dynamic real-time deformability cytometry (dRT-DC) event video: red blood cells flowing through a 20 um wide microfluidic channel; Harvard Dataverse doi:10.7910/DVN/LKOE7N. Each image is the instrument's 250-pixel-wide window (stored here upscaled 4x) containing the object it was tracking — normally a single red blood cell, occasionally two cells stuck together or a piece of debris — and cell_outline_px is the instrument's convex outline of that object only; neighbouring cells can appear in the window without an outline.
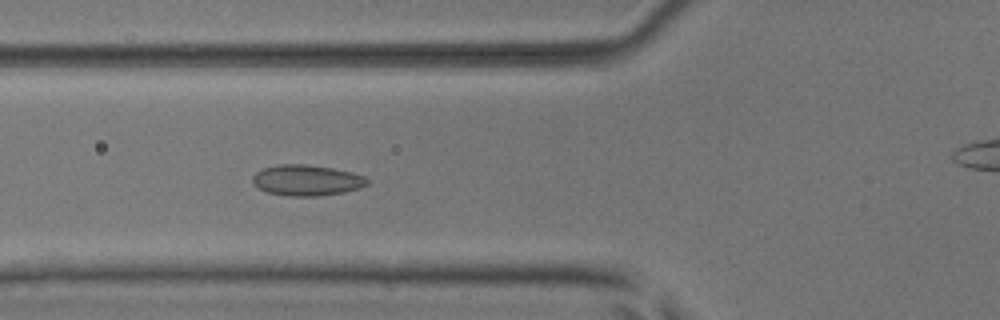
{"species": "common noctule bat (a hibernating species)", "species_latin": "Nyctalus noctula", "temperature_condition": "room temperature", "stored_images_in_passage": 42, "camera_frame_rate_fps": 3000, "um_per_image_px": 0.085, "animal": {"sex": "male", "body_mass_g": 17.9, "forearm_length_mm": 54.2}, "frame": {"image": 1, "passage_image": 9, "time_ms": 2.667, "image_size_px": [1000, 320], "cell_outline_px": [[368, 184], [360, 188], [344, 192], [320, 196], [288, 196], [268, 192], [252, 184], [252, 176], [256, 172], [264, 168], [280, 164], [304, 164], [332, 168], [352, 172], [364, 176], [368, 180]], "centroid_in_image_um": [26.07, 15.32], "position_along_channel_um": 99.7, "area_um2": 20.58}}
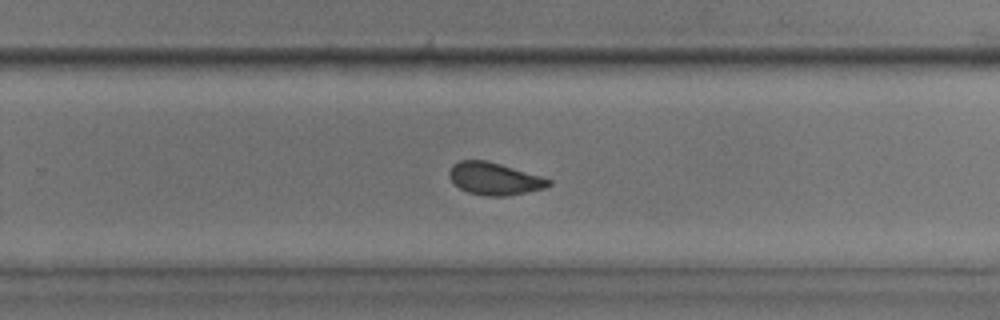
{"frame": {"image": 2, "passage_image": 23, "time_ms": 7.333, "image_size_px": [1000, 320], "cell_outline_px": [[552, 184], [544, 188], [504, 196], [484, 196], [468, 192], [460, 188], [448, 176], [448, 172], [452, 164], [460, 160], [488, 160], [540, 176], [552, 180]], "centroid_in_image_um": [41.99, 15.18], "position_along_channel_um": 287.8, "area_um2": 18.61}}
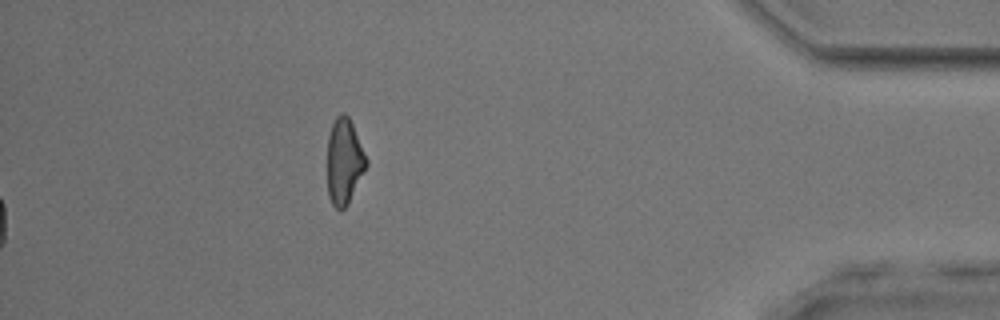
{"frame": {"image": 3, "passage_image": 42, "time_ms": 13.667, "image_size_px": [1000, 320], "cell_outline_px": [[368, 164], [348, 204], [340, 212], [332, 204], [328, 196], [328, 136], [332, 124], [336, 116], [340, 112], [344, 112], [348, 116], [352, 124], [368, 160]], "centroid_in_image_um": [29.26, 13.73], "position_along_channel_um": 405.9, "area_um2": 19.48}, "authors_computed_cell_mechanics": {"area_um2": 19.0451, "velocity_mm_per_s": 4.0374, "shape_relaxation_time_tau1_ms": 8.7579, "shape_relaxation_time_tau2_ms": 1.6914, "deformation_change_tau1": 0.1246, "deformation_change_tau2": 0.06}}